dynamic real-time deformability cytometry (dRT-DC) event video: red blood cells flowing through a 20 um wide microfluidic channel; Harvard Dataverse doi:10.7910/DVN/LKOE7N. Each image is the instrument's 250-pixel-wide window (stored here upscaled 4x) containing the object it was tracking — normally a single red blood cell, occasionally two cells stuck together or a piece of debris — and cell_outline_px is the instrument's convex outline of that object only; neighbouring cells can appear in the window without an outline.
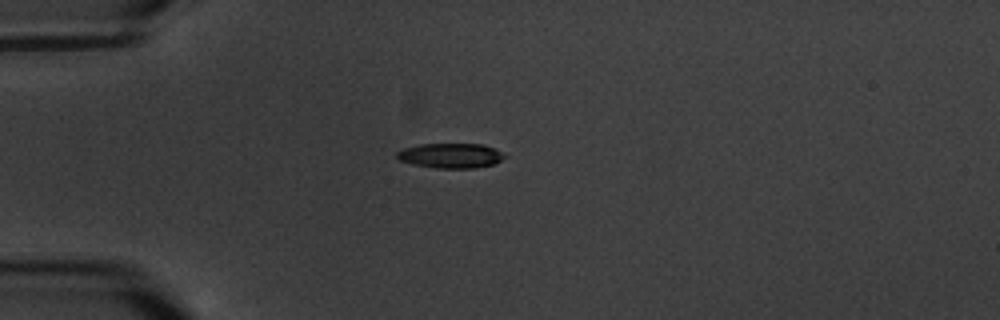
{"species": "common noctule bat (a hibernating species)", "species_latin": "Nyctalus noctula", "temperature_condition": "warm", "stored_images_in_passage": 9, "camera_frame_rate_fps": 3000, "um_per_image_px": 0.085, "animal": {"sex": "male", "body_mass_g": 20.1, "forearm_length_mm": 53.5}, "frame": {"image": 1, "passage_image": 1, "time_ms": 0.0, "image_size_px": [1000, 320], "cell_outline_px": [[508, 156], [492, 164], [476, 168], [436, 168], [412, 164], [400, 160], [396, 156], [396, 152], [404, 148], [420, 144], [484, 144], [496, 148]], "centroid_in_image_um": [38.33, 13.22], "position_along_channel_um": 46.7, "area_um2": 15.66}}
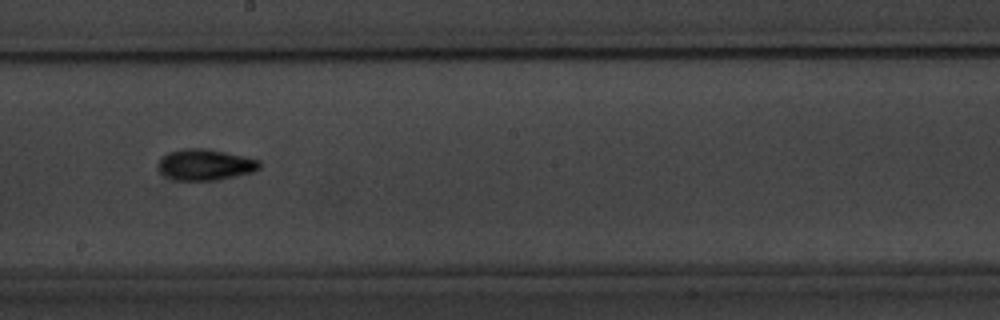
{"frame": {"image": 2, "passage_image": 6, "time_ms": 6.0, "image_size_px": [1000, 320], "cell_outline_px": [[260, 168], [252, 172], [216, 180], [176, 180], [160, 172], [160, 160], [168, 152], [184, 148], [204, 148], [224, 152], [260, 160]], "centroid_in_image_um": [17.46, 13.99], "position_along_channel_um": 230.7, "area_um2": 17.98}}
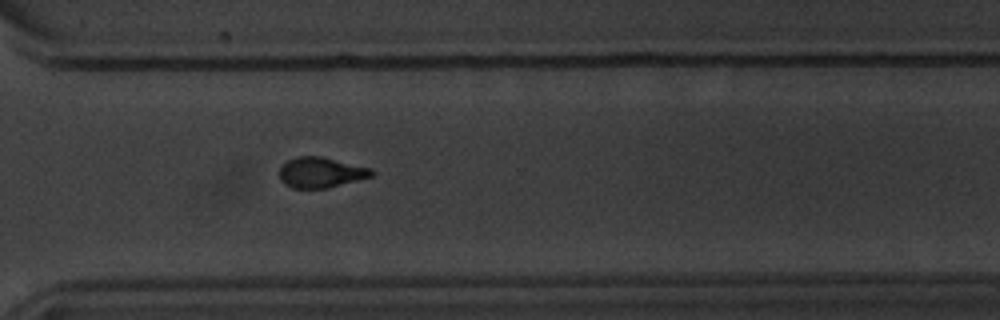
{"frame": {"image": 3, "passage_image": 9, "time_ms": 9.333, "image_size_px": [1000, 320], "cell_outline_px": [[376, 172], [372, 176], [328, 188], [292, 188], [284, 184], [280, 180], [280, 168], [288, 160], [296, 156], [320, 156], [372, 168]], "centroid_in_image_um": [27.28, 14.66], "position_along_channel_um": 343.3, "area_um2": 16.36}}